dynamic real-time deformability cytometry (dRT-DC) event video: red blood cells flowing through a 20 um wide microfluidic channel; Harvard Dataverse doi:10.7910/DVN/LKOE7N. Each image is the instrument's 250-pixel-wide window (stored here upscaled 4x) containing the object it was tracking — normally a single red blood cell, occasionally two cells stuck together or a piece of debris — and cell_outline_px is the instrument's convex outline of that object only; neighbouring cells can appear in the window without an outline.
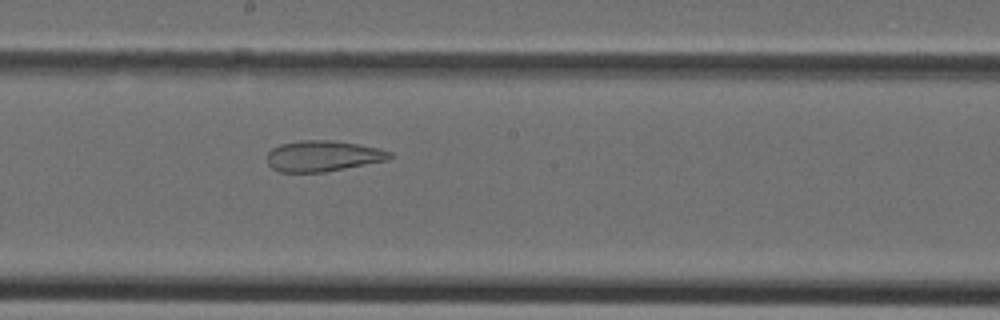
{"species": "Egyptian fruit bat (a non-hibernating species)", "species_latin": "Rousettus aegyptiacus", "temperature_condition": "cold", "stored_images_in_passage": 40, "camera_frame_rate_fps": 3000, "um_per_image_px": 0.085, "animal": {"sex": "female"}, "frame": {"image": 1, "passage_image": 22, "time_ms": 7.0, "image_size_px": [1000, 320], "cell_outline_px": [[392, 156], [388, 160], [324, 172], [280, 172], [272, 168], [268, 164], [268, 152], [272, 148], [280, 144], [300, 140], [332, 140], [356, 144], [376, 148], [392, 152]], "centroid_in_image_um": [27.42, 13.26], "position_along_channel_um": 220.8, "area_um2": 21.91}}
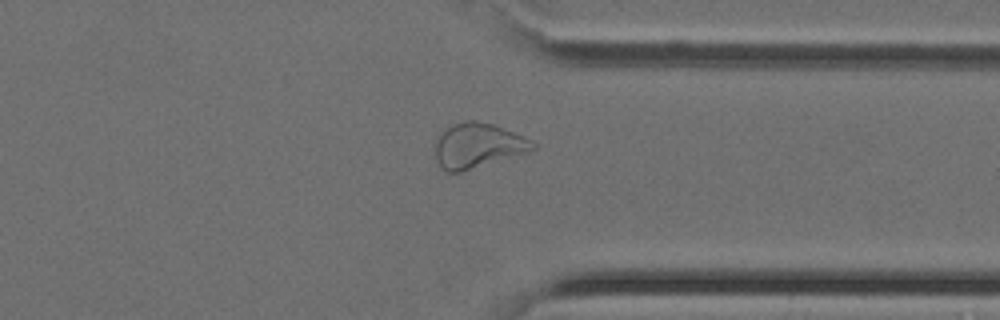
{"frame": {"image": 2, "passage_image": 31, "time_ms": 10.0, "image_size_px": [1000, 320], "cell_outline_px": [[536, 148], [528, 152], [460, 172], [448, 172], [440, 168], [436, 160], [436, 140], [452, 124], [464, 120], [472, 120], [492, 124], [524, 136], [532, 140], [536, 144]], "centroid_in_image_um": [40.62, 12.38], "position_along_channel_um": 370.8, "area_um2": 25.2}}
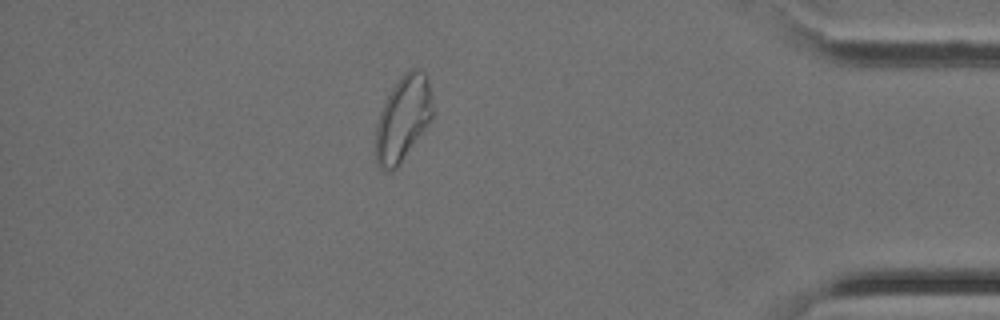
{"frame": {"image": 3, "passage_image": 35, "time_ms": 11.333, "image_size_px": [1000, 320], "cell_outline_px": [[432, 120], [400, 164], [396, 168], [388, 172], [384, 172], [380, 168], [376, 160], [376, 124], [380, 112], [392, 88], [400, 76], [404, 72], [412, 68], [420, 68], [424, 72], [428, 80], [432, 104]], "centroid_in_image_um": [34.25, 10.09], "position_along_channel_um": 400.9, "area_um2": 28.26}}